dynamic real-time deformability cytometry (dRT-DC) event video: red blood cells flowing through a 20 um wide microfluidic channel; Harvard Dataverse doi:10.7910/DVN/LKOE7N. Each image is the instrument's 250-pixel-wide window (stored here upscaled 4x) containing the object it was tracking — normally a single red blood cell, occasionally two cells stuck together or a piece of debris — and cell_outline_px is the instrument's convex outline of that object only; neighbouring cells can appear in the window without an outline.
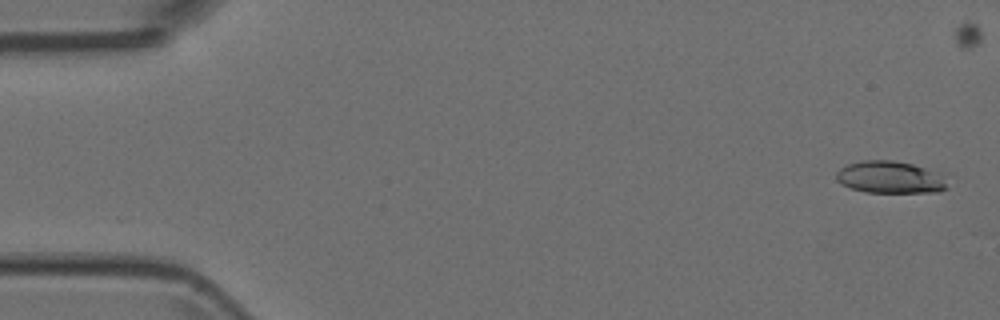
{"species": "Egyptian fruit bat (a non-hibernating species)", "species_latin": "Rousettus aegyptiacus", "temperature_condition": "room temperature", "stored_images_in_passage": 5, "camera_frame_rate_fps": 3000, "um_per_image_px": 0.085, "animal": {"sex": "female"}, "frame": {"image": 1, "passage_image": 1, "time_ms": 0.0, "image_size_px": [1000, 320], "cell_outline_px": [[948, 188], [936, 192], [864, 192], [840, 184], [836, 180], [836, 172], [840, 168], [848, 164], [860, 160], [892, 160], [912, 164], [924, 168], [940, 180]], "centroid_in_image_um": [75.48, 15.07], "position_along_channel_um": 9.5, "area_um2": 20.11}}